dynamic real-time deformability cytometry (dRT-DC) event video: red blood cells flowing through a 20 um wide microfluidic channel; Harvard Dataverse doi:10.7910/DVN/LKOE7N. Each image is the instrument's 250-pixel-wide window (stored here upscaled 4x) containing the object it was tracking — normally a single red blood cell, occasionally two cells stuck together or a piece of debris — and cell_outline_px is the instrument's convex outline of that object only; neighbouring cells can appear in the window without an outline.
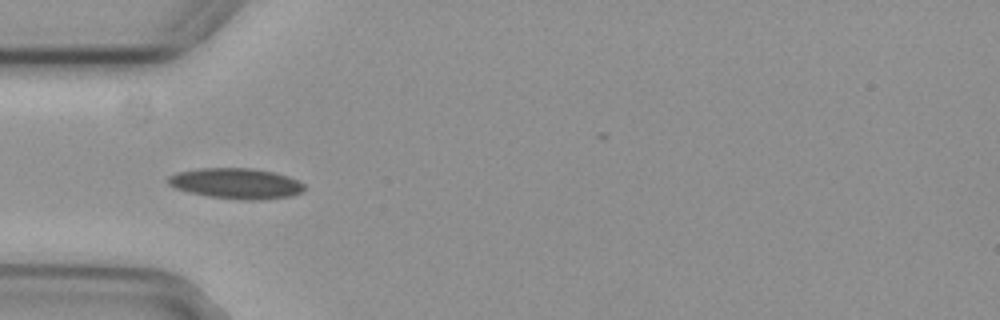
{"species": "common noctule bat (a hibernating species)", "species_latin": "Nyctalus noctula", "temperature_condition": "cold", "stored_images_in_passage": 8, "camera_frame_rate_fps": 3000, "um_per_image_px": 0.085, "animal": {"sex": "female", "body_mass_g": 29.2, "forearm_length_mm": 56.3}, "frame": {"image": 1, "passage_image": 4, "time_ms": 1.0, "image_size_px": [1000, 320], "cell_outline_px": [[304, 192], [292, 196], [260, 200], [240, 200], [208, 196], [188, 192], [176, 188], [168, 184], [164, 180], [168, 176], [176, 172], [200, 168], [252, 168], [272, 172], [288, 176], [304, 184]], "centroid_in_image_um": [20.05, 15.6], "position_along_channel_um": 65.0, "area_um2": 24.51}}
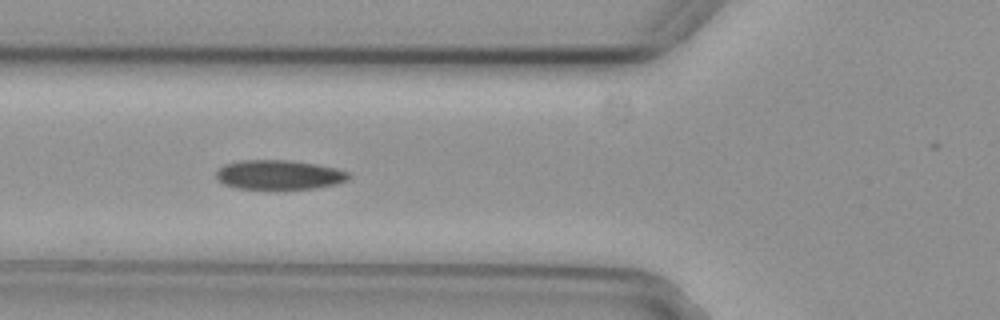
{"frame": {"image": 2, "passage_image": 5, "time_ms": 1.333, "image_size_px": [1000, 320], "cell_outline_px": [[352, 176], [348, 180], [336, 184], [316, 188], [240, 188], [224, 184], [216, 176], [216, 172], [224, 164], [240, 160], [288, 160], [316, 164], [336, 168], [348, 172]], "centroid_in_image_um": [23.76, 14.84], "position_along_channel_um": 102.0, "area_um2": 22.48}}
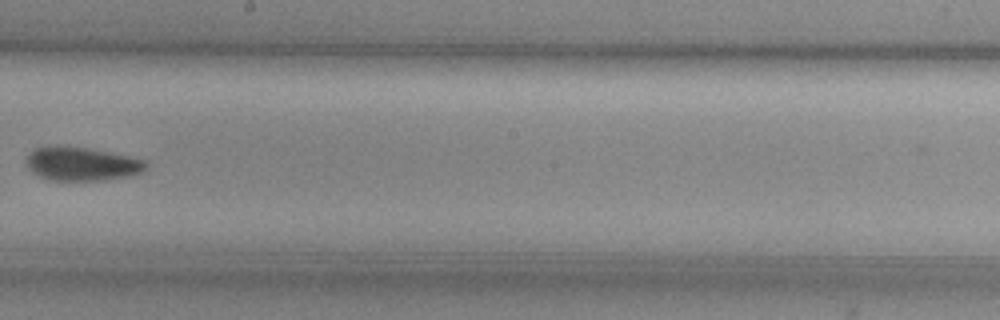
{"frame": {"image": 3, "passage_image": 8, "time_ms": 2.333, "image_size_px": [1000, 320], "cell_outline_px": [[148, 164], [140, 172], [128, 176], [104, 180], [48, 180], [32, 172], [28, 168], [24, 160], [36, 148], [88, 148], [128, 156], [144, 160]], "centroid_in_image_um": [6.95, 13.96], "position_along_channel_um": 241.3, "area_um2": 22.66}}